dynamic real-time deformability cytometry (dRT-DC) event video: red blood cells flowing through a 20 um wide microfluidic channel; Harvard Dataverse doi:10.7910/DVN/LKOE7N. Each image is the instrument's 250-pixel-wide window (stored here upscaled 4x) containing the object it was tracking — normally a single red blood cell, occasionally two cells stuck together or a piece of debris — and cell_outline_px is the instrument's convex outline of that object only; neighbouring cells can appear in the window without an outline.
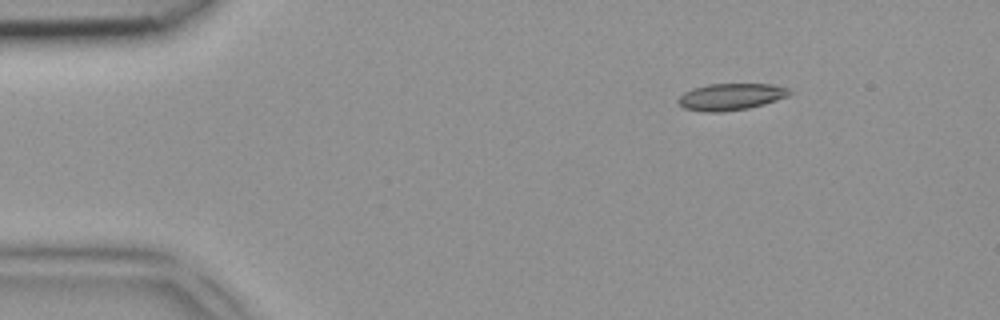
{"species": "common noctule bat (a hibernating species)", "species_latin": "Nyctalus noctula", "temperature_condition": "room temperature", "stored_images_in_passage": 4, "segment_of_instrument_passage": [2, 2], "camera_frame_rate_fps": 3000, "um_per_image_px": 0.085, "animal": {"sex": "female", "body_mass_g": 18.4}, "frame": {"image": 1, "passage_image": 4, "time_ms": 1.0, "image_size_px": [1000, 320], "cell_outline_px": [[792, 92], [788, 96], [764, 104], [748, 108], [720, 112], [704, 112], [684, 108], [676, 100], [684, 92], [708, 84], [772, 84], [788, 88]], "centroid_in_image_um": [62.13, 8.22], "position_along_channel_um": 22.9, "area_um2": 17.22}}